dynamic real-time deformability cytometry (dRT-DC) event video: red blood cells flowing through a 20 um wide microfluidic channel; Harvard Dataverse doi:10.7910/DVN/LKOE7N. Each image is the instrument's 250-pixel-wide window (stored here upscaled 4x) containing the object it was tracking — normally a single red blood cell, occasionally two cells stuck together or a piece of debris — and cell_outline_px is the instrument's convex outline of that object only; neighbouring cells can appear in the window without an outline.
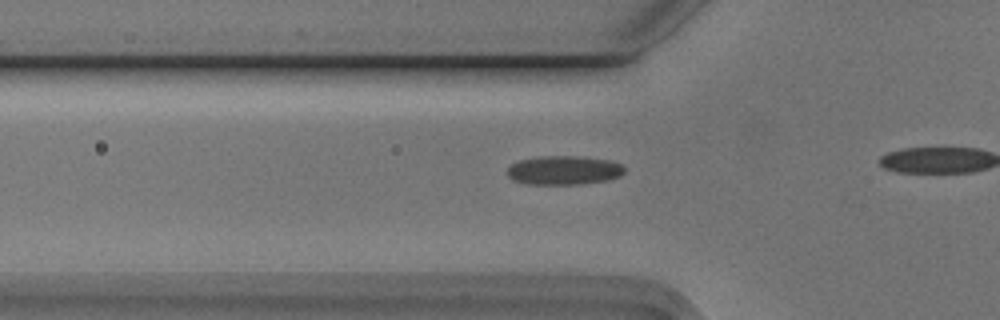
{"species": "Egyptian fruit bat (a non-hibernating species)", "species_latin": "Rousettus aegyptiacus", "temperature_condition": "cold", "stored_images_in_passage": 12, "camera_frame_rate_fps": 3000, "um_per_image_px": 0.085, "animal": {"sex": "male"}, "frame": {"image": 1, "passage_image": 7, "time_ms": 2.0, "image_size_px": [1000, 320], "cell_outline_px": [[624, 172], [620, 176], [608, 180], [580, 184], [524, 184], [512, 180], [508, 176], [508, 168], [512, 164], [520, 160], [540, 156], [576, 156], [608, 160], [620, 164], [624, 168]], "centroid_in_image_um": [47.91, 14.48], "position_along_channel_um": 77.9, "area_um2": 19.71}}
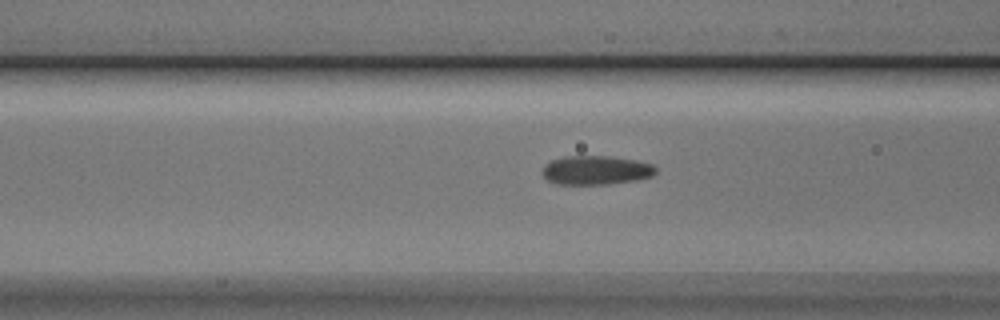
{"frame": {"image": 2, "passage_image": 10, "time_ms": 3.0, "image_size_px": [1000, 320], "cell_outline_px": [[656, 172], [652, 176], [636, 180], [608, 184], [556, 184], [548, 180], [540, 172], [544, 164], [552, 160], [564, 156], [612, 156], [636, 160], [652, 164], [656, 168]], "centroid_in_image_um": [50.63, 14.46], "position_along_channel_um": 116.0, "area_um2": 19.31}}